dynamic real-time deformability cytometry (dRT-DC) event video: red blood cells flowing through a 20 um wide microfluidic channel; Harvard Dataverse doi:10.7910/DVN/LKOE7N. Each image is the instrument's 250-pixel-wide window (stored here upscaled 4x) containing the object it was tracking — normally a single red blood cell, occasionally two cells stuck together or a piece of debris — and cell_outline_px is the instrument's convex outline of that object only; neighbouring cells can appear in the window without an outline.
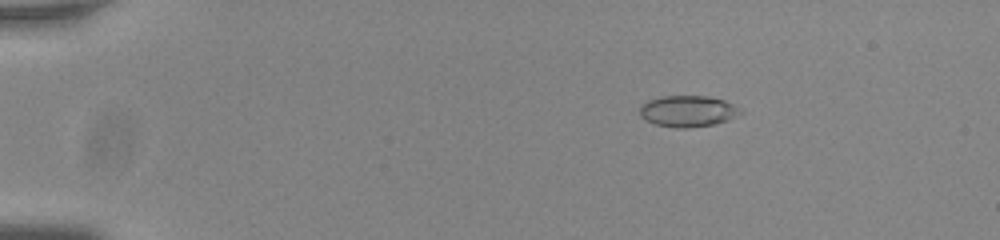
{"species": "common noctule bat (a hibernating species)", "species_latin": "Nyctalus noctula", "temperature_condition": "room temperature", "stored_images_in_passage": 49, "camera_frame_rate_fps": 3000, "um_per_image_px": 0.085, "animal": {"sex": "male", "body_mass_g": 20.0, "forearm_length_mm": 53.3}, "frame": {"image": 1, "passage_image": 3, "time_ms": 0.667, "image_size_px": [1000, 240], "cell_outline_px": [[744, 112], [728, 120], [712, 124], [688, 128], [676, 128], [656, 124], [640, 116], [640, 104], [648, 100], [660, 96], [708, 96], [724, 100], [736, 104]], "centroid_in_image_um": [58.49, 9.43], "position_along_channel_um": 26.5, "area_um2": 18.44}}
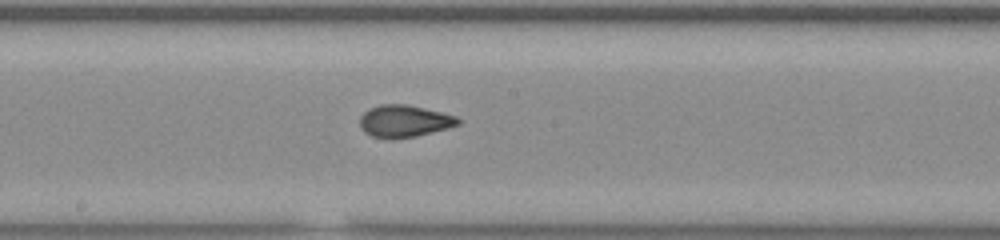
{"frame": {"image": 2, "passage_image": 25, "time_ms": 8.0, "image_size_px": [1000, 240], "cell_outline_px": [[464, 120], [460, 124], [448, 128], [416, 136], [392, 140], [372, 136], [364, 132], [360, 128], [360, 116], [368, 108], [380, 104], [408, 104], [456, 116]], "centroid_in_image_um": [34.35, 10.3], "position_along_channel_um": 213.8, "area_um2": 18.67}}
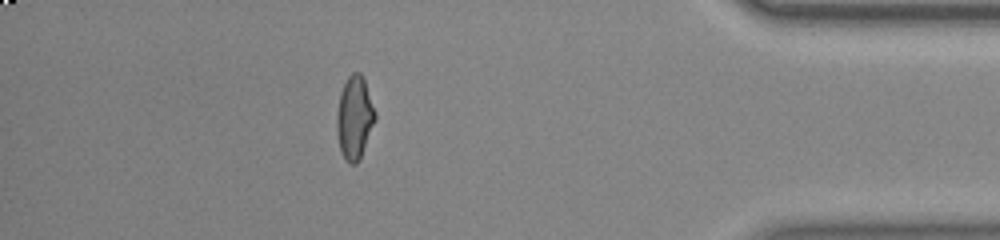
{"frame": {"image": 3, "passage_image": 43, "time_ms": 14.0, "image_size_px": [1000, 240], "cell_outline_px": [[376, 120], [360, 156], [356, 164], [352, 164], [344, 160], [340, 152], [336, 132], [336, 116], [340, 92], [348, 76], [352, 72], [360, 72], [364, 80], [376, 112]], "centroid_in_image_um": [30.11, 10.0], "position_along_channel_um": 405.1, "area_um2": 18.61}, "authors_computed_cell_mechanics": {"area_um2": 18.0914, "velocity_mm_per_s": 3.7856, "shape_relaxation_time_tau1_ms": null, "shape_relaxation_time_tau2_ms": 0.8503, "deformation_change_tau1": null, "deformation_change_tau2": 0.0583}}